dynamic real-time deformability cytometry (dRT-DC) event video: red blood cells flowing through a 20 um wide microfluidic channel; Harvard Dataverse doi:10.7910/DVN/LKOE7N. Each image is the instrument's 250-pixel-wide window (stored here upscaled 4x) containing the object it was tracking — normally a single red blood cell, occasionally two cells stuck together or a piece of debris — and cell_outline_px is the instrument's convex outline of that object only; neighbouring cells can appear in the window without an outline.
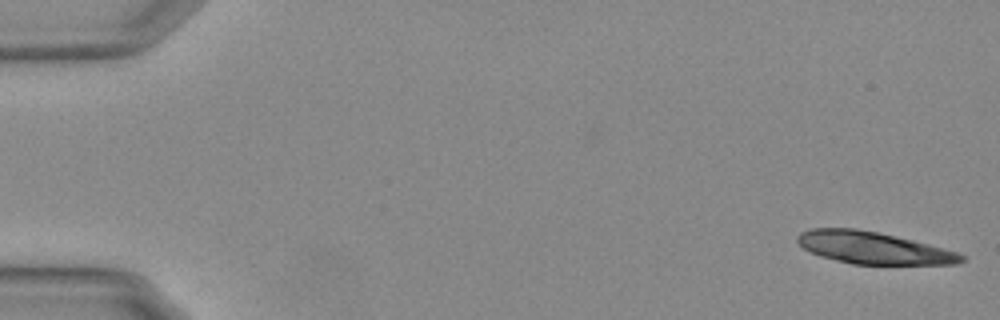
{"species": "Egyptian fruit bat (a non-hibernating species)", "species_latin": "Rousettus aegyptiacus", "temperature_condition": "warm", "stored_images_in_passage": 56, "camera_frame_rate_fps": 3000, "um_per_image_px": 0.085, "animal": {"sex": "female"}, "frame": {"image": 1, "passage_image": 1, "time_ms": 0.0, "image_size_px": [1000, 320], "cell_outline_px": [[964, 260], [956, 264], [852, 264], [820, 256], [804, 248], [796, 240], [796, 236], [800, 232], [812, 228], [856, 228], [876, 232], [912, 240], [928, 244], [956, 252], [964, 256]], "centroid_in_image_um": [74.18, 21.06], "position_along_channel_um": 10.8, "area_um2": 30.23}}
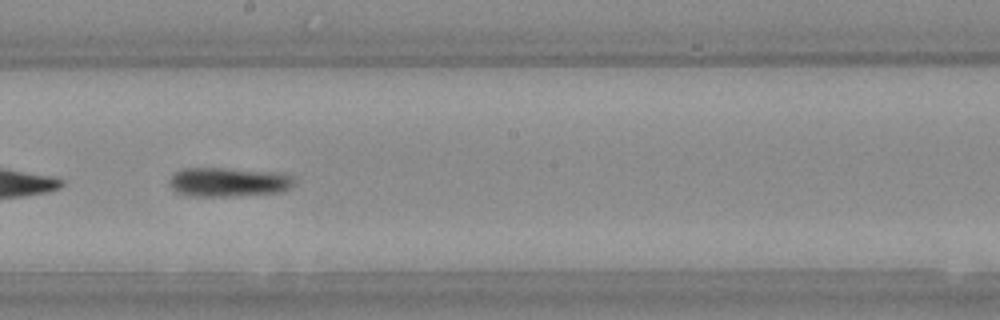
{"frame": {"image": 2, "passage_image": 31, "time_ms": 10.0, "image_size_px": [1000, 320], "cell_outline_px": [[292, 184], [288, 188], [276, 192], [228, 196], [188, 196], [176, 192], [168, 184], [172, 176], [176, 172], [184, 168], [224, 168], [280, 172], [292, 176]], "centroid_in_image_um": [19.36, 15.46], "position_along_channel_um": 228.8, "area_um2": 20.98}}
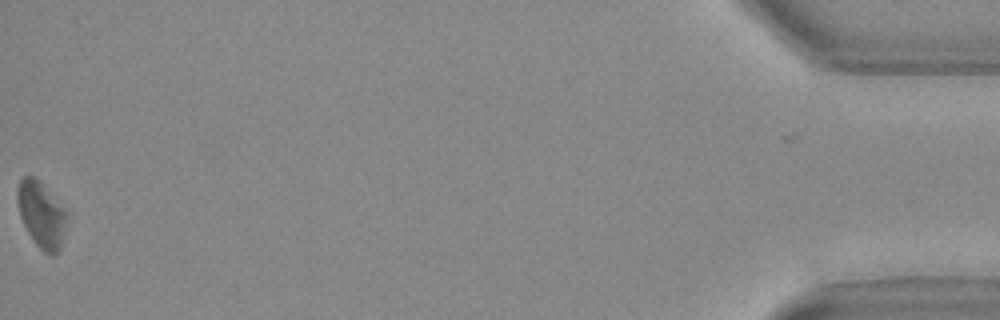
{"frame": {"image": 3, "passage_image": 55, "time_ms": 18.0, "image_size_px": [1000, 320], "cell_outline_px": [[68, 212], [60, 252], [52, 256], [44, 252], [36, 244], [28, 232], [20, 216], [16, 200], [16, 192], [20, 180], [24, 176], [32, 176]], "centroid_in_image_um": [3.51, 18.29], "position_along_channel_um": 431.7, "area_um2": 18.67}}